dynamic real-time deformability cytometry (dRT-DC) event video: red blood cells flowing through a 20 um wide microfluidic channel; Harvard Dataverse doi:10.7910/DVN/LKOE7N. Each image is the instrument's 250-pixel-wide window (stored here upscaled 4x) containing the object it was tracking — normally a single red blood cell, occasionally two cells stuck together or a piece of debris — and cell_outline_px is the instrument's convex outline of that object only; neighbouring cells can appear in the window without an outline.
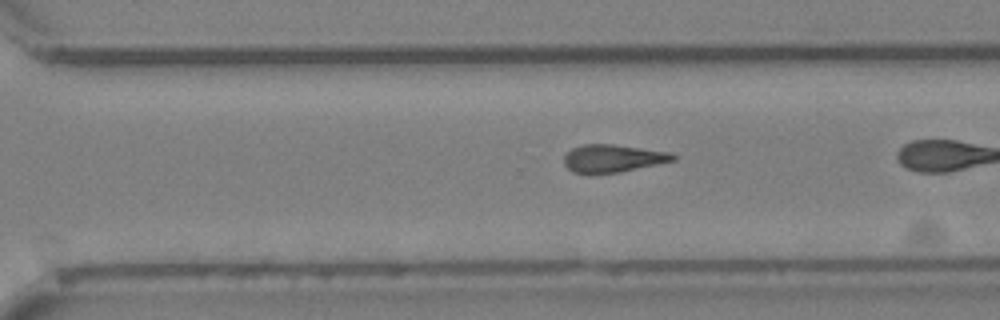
{"species": "Egyptian fruit bat (a non-hibernating species)", "species_latin": "Rousettus aegyptiacus", "temperature_condition": "cold", "stored_images_in_passage": 31, "camera_frame_rate_fps": 3000, "um_per_image_px": 0.085, "animal": {"sex": "female"}, "frame": {"image": 1, "passage_image": 22, "time_ms": 7.0, "image_size_px": [1000, 320], "cell_outline_px": [[676, 160], [620, 172], [588, 176], [572, 172], [564, 164], [564, 156], [572, 148], [584, 144], [612, 144], [672, 152], [676, 156]], "centroid_in_image_um": [52.06, 13.49], "position_along_channel_um": 318.5, "area_um2": 18.03}}